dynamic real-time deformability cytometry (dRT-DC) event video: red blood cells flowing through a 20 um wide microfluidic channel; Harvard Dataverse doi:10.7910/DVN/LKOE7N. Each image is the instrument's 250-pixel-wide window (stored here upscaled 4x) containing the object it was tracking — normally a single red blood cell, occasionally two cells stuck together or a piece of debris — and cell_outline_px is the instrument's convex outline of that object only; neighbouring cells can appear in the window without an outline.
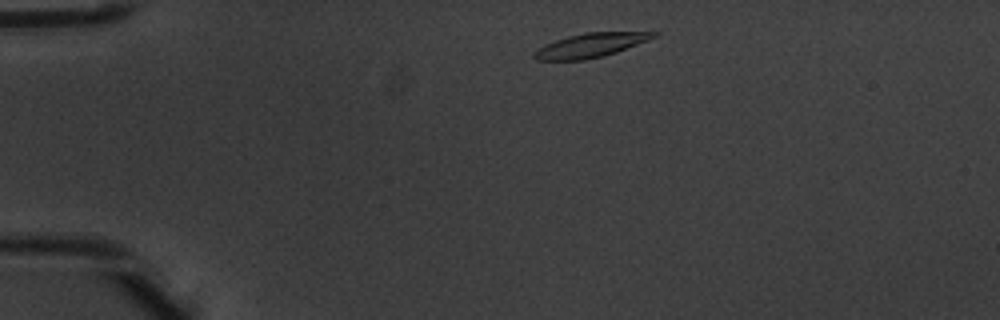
{"species": "common noctule bat (a hibernating species)", "species_latin": "Nyctalus noctula", "temperature_condition": "warm", "stored_images_in_passage": 4, "camera_frame_rate_fps": 3000, "um_per_image_px": 0.085, "animal": {"sex": "male", "body_mass_g": 20.1, "forearm_length_mm": 53.5}, "frame": {"image": 1, "passage_image": 1, "time_ms": 0.0, "image_size_px": [1000, 320], "cell_outline_px": [[660, 36], [616, 52], [604, 56], [584, 60], [536, 60], [532, 56], [532, 52], [556, 40], [568, 36], [584, 32], [660, 32]], "centroid_in_image_um": [50.24, 3.85], "position_along_channel_um": 34.8, "area_um2": 16.76}}